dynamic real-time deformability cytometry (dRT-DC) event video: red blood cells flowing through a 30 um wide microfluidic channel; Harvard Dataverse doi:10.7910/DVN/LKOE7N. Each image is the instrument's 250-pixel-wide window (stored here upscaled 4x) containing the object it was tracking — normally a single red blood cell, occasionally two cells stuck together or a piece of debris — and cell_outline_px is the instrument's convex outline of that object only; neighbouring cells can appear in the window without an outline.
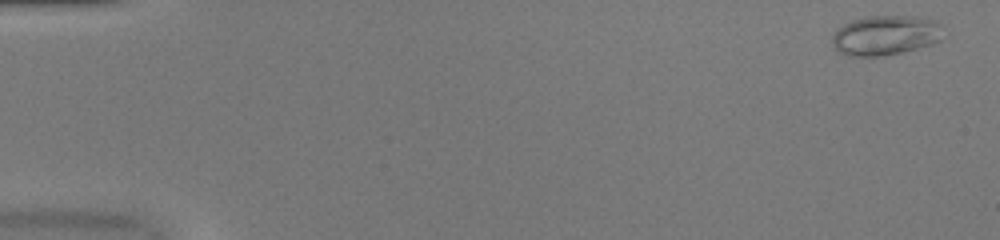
{"species": "common noctule bat (a hibernating species)", "species_latin": "Nyctalus noctula", "temperature_condition": "warm", "stored_images_in_passage": 51, "camera_frame_rate_fps": 3000, "um_per_image_px": 0.085, "animal": {"sex": "female", "body_mass_g": 20.0, "forearm_length_mm": 54.0}, "frame": {"image": 1, "passage_image": 2, "time_ms": 0.333, "image_size_px": [1000, 240], "cell_outline_px": [[940, 40], [932, 44], [904, 52], [884, 56], [848, 56], [832, 48], [832, 36], [836, 28], [852, 20], [868, 16], [924, 16], [936, 20], [940, 24]], "centroid_in_image_um": [75.23, 3.0], "position_along_channel_um": 9.8, "area_um2": 26.07}}
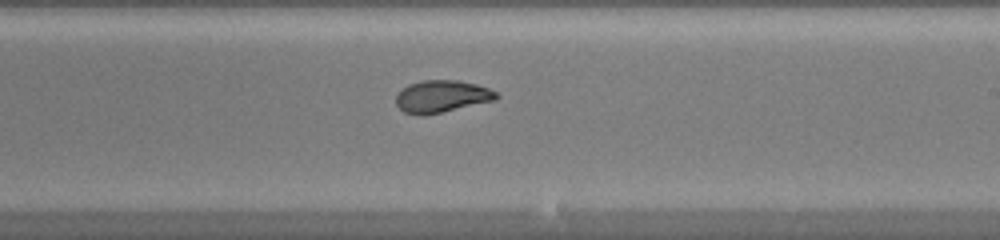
{"frame": {"image": 2, "passage_image": 31, "time_ms": 10.0, "image_size_px": [1000, 240], "cell_outline_px": [[500, 96], [496, 100], [424, 116], [420, 116], [404, 112], [396, 104], [396, 96], [408, 84], [420, 80], [460, 80], [476, 84], [488, 88], [496, 92]], "centroid_in_image_um": [37.56, 8.19], "position_along_channel_um": 251.4, "area_um2": 18.9}}
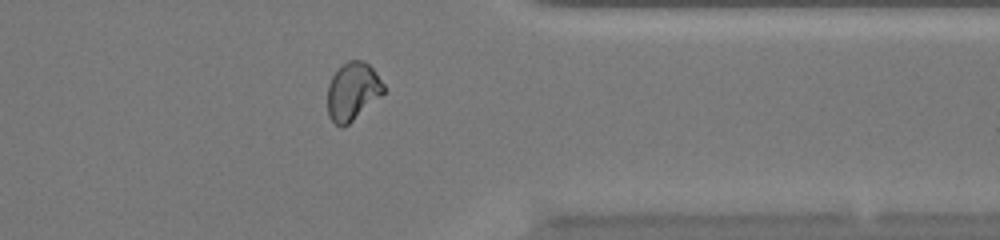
{"frame": {"image": 3, "passage_image": 41, "time_ms": 13.333, "image_size_px": [1000, 240], "cell_outline_px": [[384, 92], [380, 96], [344, 128], [340, 128], [328, 116], [328, 84], [332, 76], [348, 60], [364, 60], [376, 72], [384, 84]], "centroid_in_image_um": [29.97, 7.77], "position_along_channel_um": 381.4, "area_um2": 18.79}, "authors_computed_cell_mechanics": {"area_um2": 20.1722, "velocity_mm_per_s": 4.1125, "shape_relaxation_time_tau1_ms": 8.7756, "shape_relaxation_time_tau2_ms": 0.8128, "deformation_change_tau1": 0.2554, "deformation_change_tau2": 0.0402}}